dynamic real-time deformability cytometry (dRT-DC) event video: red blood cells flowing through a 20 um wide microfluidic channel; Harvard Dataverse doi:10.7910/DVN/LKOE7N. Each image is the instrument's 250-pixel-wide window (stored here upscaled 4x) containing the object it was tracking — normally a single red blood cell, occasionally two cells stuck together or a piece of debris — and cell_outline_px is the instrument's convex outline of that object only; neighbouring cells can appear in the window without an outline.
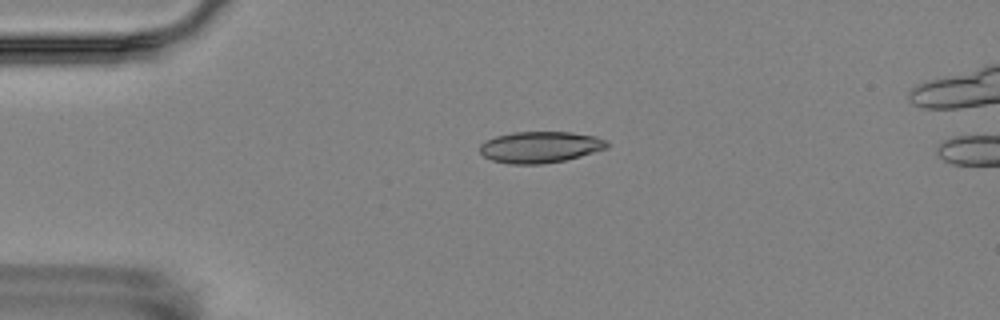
{"species": "Egyptian fruit bat (a non-hibernating species)", "species_latin": "Rousettus aegyptiacus", "temperature_condition": "room temperature", "stored_images_in_passage": 4, "camera_frame_rate_fps": 3000, "um_per_image_px": 0.085, "animal": {"sex": "female"}, "frame": {"image": 1, "passage_image": 3, "time_ms": 3.333, "image_size_px": [1000, 320], "cell_outline_px": [[608, 148], [580, 156], [564, 160], [540, 164], [508, 164], [492, 160], [484, 156], [480, 152], [480, 144], [484, 140], [496, 136], [512, 132], [572, 132], [596, 136], [604, 140], [608, 144]], "centroid_in_image_um": [45.88, 12.5], "position_along_channel_um": 39.1, "area_um2": 23.24}}